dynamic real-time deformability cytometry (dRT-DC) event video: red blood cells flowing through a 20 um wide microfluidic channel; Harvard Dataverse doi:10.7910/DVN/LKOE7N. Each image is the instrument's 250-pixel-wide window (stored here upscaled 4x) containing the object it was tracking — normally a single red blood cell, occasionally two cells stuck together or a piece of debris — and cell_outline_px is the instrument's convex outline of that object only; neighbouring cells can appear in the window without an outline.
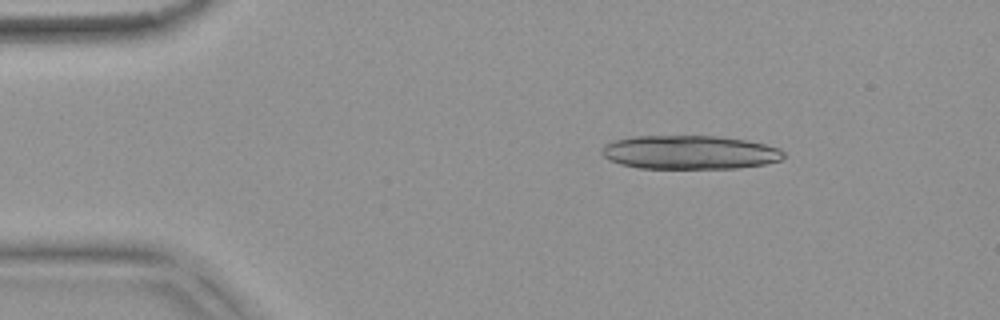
{"species": "common noctule bat (a hibernating species)", "species_latin": "Nyctalus noctula", "temperature_condition": "warm", "stored_images_in_passage": 18, "camera_frame_rate_fps": 3000, "um_per_image_px": 0.085, "animal": {"sex": "female", "body_mass_g": 18.4}, "frame": {"image": 1, "passage_image": 8, "time_ms": 2.333, "image_size_px": [1000, 320], "cell_outline_px": [[784, 156], [780, 160], [764, 164], [736, 168], [636, 168], [620, 164], [608, 160], [600, 152], [600, 148], [604, 144], [612, 140], [632, 136], [716, 136], [744, 140], [764, 144], [780, 148], [784, 152]], "centroid_in_image_um": [58.55, 12.94], "position_along_channel_um": 26.5, "area_um2": 35.95}}